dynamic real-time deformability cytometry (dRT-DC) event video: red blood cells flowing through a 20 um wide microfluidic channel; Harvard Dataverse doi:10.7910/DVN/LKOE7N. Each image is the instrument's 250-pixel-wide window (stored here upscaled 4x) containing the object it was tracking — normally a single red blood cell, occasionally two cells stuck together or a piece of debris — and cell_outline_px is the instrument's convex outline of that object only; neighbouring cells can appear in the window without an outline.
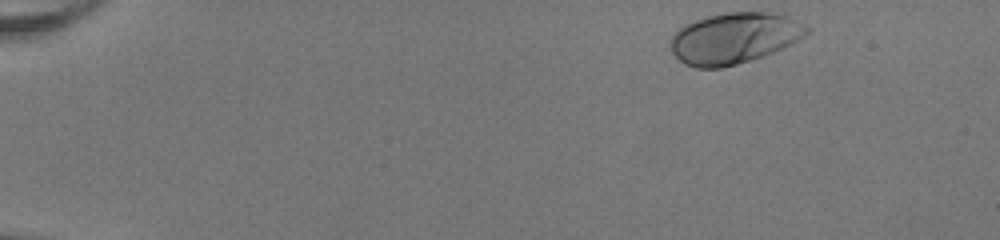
{"species": "human", "species_latin": "Homo sapiens", "temperature_condition": "room temperature", "stored_images_in_passage": 46, "camera_frame_rate_fps": 3000, "um_per_image_px": 0.085, "donor": {"sex": "female"}, "frame": {"image": 1, "passage_image": 1, "time_ms": 0.0, "image_size_px": [1000, 240], "cell_outline_px": [[812, 32], [792, 44], [772, 52], [736, 64], [720, 68], [696, 68], [684, 64], [672, 52], [672, 36], [684, 24], [708, 16], [724, 12], [776, 12], [788, 16], [808, 24], [812, 28]], "centroid_in_image_um": [62.48, 3.22], "position_along_channel_um": 22.5, "area_um2": 40.63}}
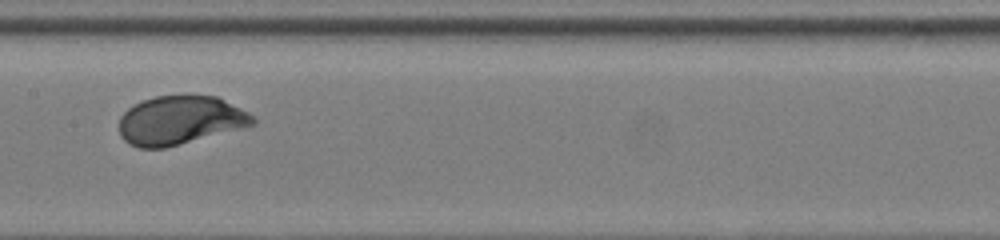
{"frame": {"image": 2, "passage_image": 23, "time_ms": 7.333, "image_size_px": [1000, 240], "cell_outline_px": [[256, 124], [164, 148], [140, 148], [128, 144], [120, 136], [120, 116], [132, 104], [156, 96], [216, 96], [248, 112], [256, 120]], "centroid_in_image_um": [15.27, 10.23], "position_along_channel_um": 192.1, "area_um2": 37.57}}
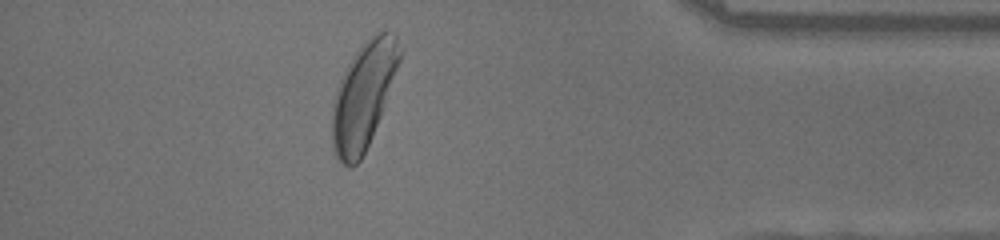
{"frame": {"image": 3, "passage_image": 41, "time_ms": 13.333, "image_size_px": [1000, 240], "cell_outline_px": [[404, 52], [380, 116], [372, 136], [360, 160], [352, 168], [348, 168], [336, 156], [332, 148], [332, 100], [336, 88], [352, 56], [364, 40], [376, 32], [384, 32], [396, 36]], "centroid_in_image_um": [30.89, 8.1], "position_along_channel_um": 404.3, "area_um2": 41.79}, "authors_computed_cell_mechanics": {"area_um2": 38.5526, "velocity_mm_per_s": 4.0044, "shape_relaxation_time_tau1_ms": 1.8743, "shape_relaxation_time_tau2_ms": null, "deformation_change_tau1": 0.1462, "deformation_change_tau2": null}}